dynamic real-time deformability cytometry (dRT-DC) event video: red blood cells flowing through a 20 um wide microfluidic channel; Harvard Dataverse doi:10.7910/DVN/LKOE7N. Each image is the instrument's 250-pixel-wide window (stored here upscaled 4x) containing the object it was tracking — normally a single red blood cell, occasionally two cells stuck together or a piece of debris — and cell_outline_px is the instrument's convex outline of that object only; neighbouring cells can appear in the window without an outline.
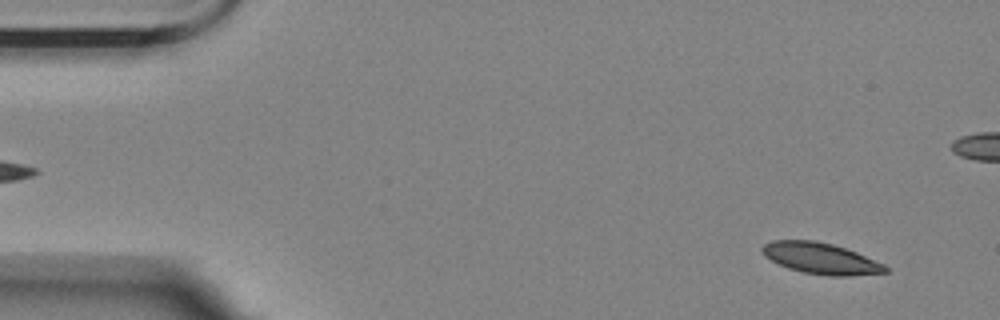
{"species": "Egyptian fruit bat (a non-hibernating species)", "species_latin": "Rousettus aegyptiacus", "temperature_condition": "room temperature", "stored_images_in_passage": 57, "camera_frame_rate_fps": 3000, "um_per_image_px": 0.085, "animal": {"sex": "female"}, "frame": {"image": 1, "passage_image": 4, "time_ms": 1.0, "image_size_px": [1000, 320], "cell_outline_px": [[888, 272], [852, 276], [828, 276], [804, 272], [788, 268], [764, 256], [760, 248], [764, 244], [772, 240], [816, 240], [832, 244], [856, 252], [884, 264], [888, 268]], "centroid_in_image_um": [69.76, 21.96], "position_along_channel_um": 15.2, "area_um2": 22.31}}
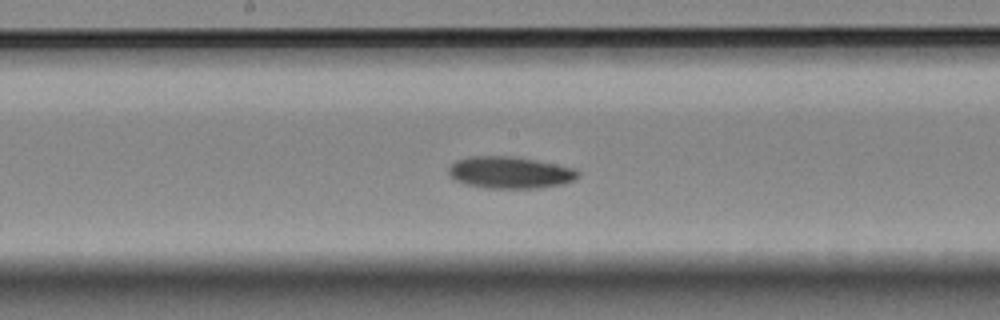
{"frame": {"image": 2, "passage_image": 29, "time_ms": 9.333, "image_size_px": [1000, 320], "cell_outline_px": [[580, 176], [576, 180], [564, 184], [540, 188], [484, 188], [468, 184], [456, 180], [448, 172], [448, 168], [456, 160], [468, 156], [512, 156], [536, 160], [576, 168], [580, 172]], "centroid_in_image_um": [43.41, 14.66], "position_along_channel_um": 204.8, "area_um2": 24.22}}
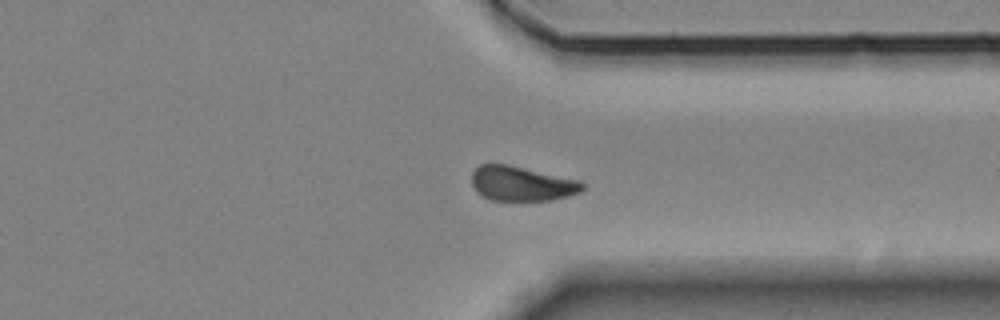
{"frame": {"image": 3, "passage_image": 43, "time_ms": 14.0, "image_size_px": [1000, 320], "cell_outline_px": [[584, 188], [580, 192], [568, 196], [552, 200], [492, 200], [484, 196], [472, 184], [472, 172], [480, 164], [504, 164], [580, 180], [584, 184]], "centroid_in_image_um": [44.37, 15.61], "position_along_channel_um": 367.0, "area_um2": 21.96}, "authors_computed_cell_mechanics": {"area_um2": 23.0622, "velocity_mm_per_s": 3.4864, "shape_relaxation_time_tau1_ms": 4.2566, "shape_relaxation_time_tau2_ms": null, "deformation_change_tau1": 0.0965, "deformation_change_tau2": null}}